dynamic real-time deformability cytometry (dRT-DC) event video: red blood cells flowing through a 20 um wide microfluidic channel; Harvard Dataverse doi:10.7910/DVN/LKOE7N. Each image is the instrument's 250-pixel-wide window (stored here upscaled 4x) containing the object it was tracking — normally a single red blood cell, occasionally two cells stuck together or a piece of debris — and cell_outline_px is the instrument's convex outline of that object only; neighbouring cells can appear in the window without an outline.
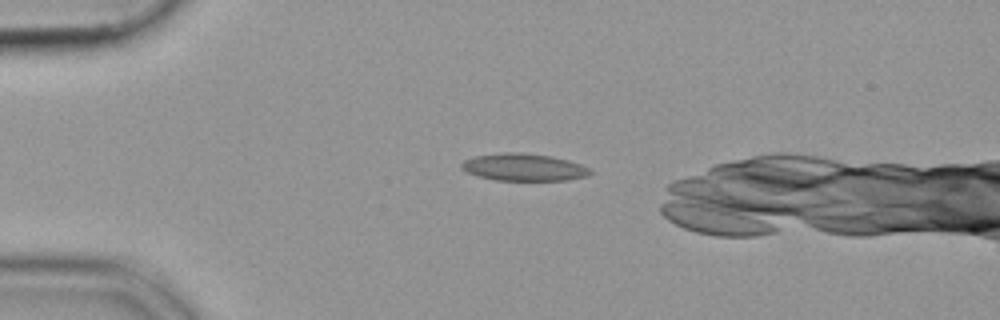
{"species": "common noctule bat (a hibernating species)", "species_latin": "Nyctalus noctula", "temperature_condition": "cold", "stored_images_in_passage": 39, "camera_frame_rate_fps": 3000, "um_per_image_px": 0.085, "animal": {"sex": "female", "body_mass_g": 19.9}, "frame": {"image": 1, "passage_image": 5, "time_ms": 1.333, "image_size_px": [1000, 320], "cell_outline_px": [[592, 172], [588, 176], [568, 180], [496, 180], [480, 176], [468, 172], [460, 168], [460, 164], [464, 160], [472, 156], [500, 152], [524, 152], [552, 156], [568, 160], [592, 168]], "centroid_in_image_um": [44.53, 14.2], "position_along_channel_um": 40.5, "area_um2": 20.69}}
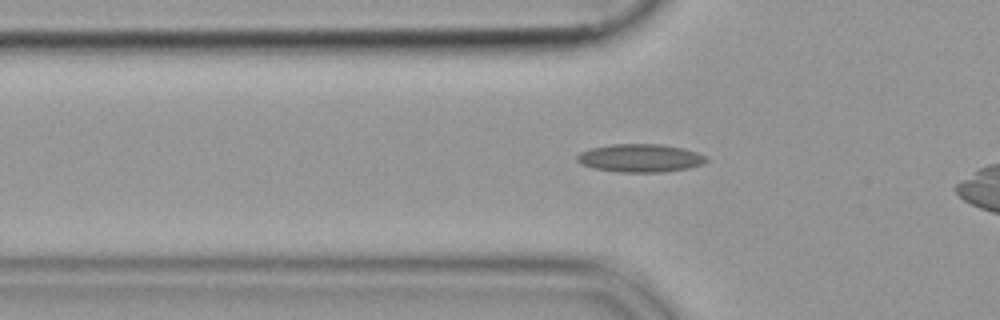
{"frame": {"image": 2, "passage_image": 10, "time_ms": 3.0, "image_size_px": [1000, 320], "cell_outline_px": [[708, 160], [704, 164], [688, 168], [664, 172], [620, 172], [592, 168], [580, 164], [576, 160], [576, 156], [580, 152], [592, 148], [612, 144], [660, 144], [684, 148], [696, 152], [704, 156]], "centroid_in_image_um": [54.4, 13.44], "position_along_channel_um": 71.4, "area_um2": 21.21}}
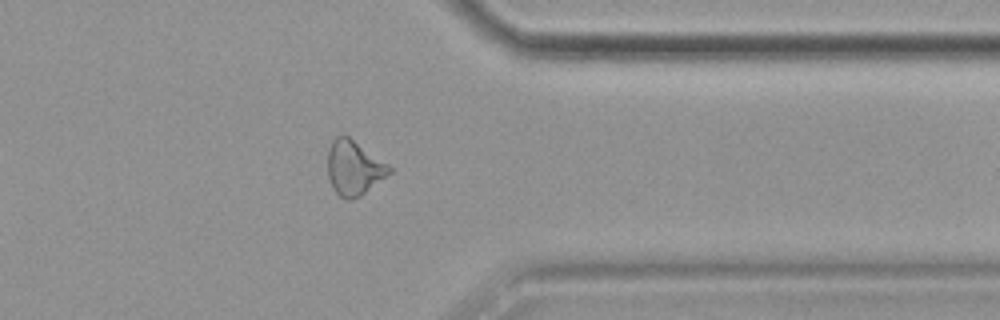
{"frame": {"image": 3, "passage_image": 35, "time_ms": 11.333, "image_size_px": [1000, 320], "cell_outline_px": [[392, 172], [360, 196], [352, 200], [348, 200], [340, 196], [336, 192], [328, 176], [328, 148], [332, 140], [336, 136], [348, 136], [388, 164], [392, 168]], "centroid_in_image_um": [30.08, 14.27], "position_along_channel_um": 381.3, "area_um2": 19.36}}